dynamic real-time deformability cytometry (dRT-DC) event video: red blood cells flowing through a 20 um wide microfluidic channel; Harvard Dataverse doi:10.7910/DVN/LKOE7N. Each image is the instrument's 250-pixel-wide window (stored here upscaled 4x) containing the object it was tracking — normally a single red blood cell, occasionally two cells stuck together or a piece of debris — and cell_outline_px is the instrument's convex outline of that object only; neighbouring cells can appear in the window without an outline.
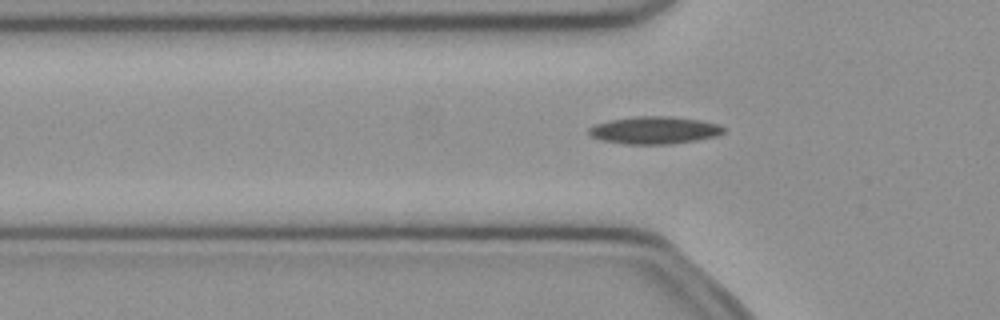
{"species": "common noctule bat (a hibernating species)", "species_latin": "Nyctalus noctula", "temperature_condition": "cold", "stored_images_in_passage": 53, "segment_of_instrument_passage": [1, 2], "camera_frame_rate_fps": 3000, "um_per_image_px": 0.085, "animal": {"sex": "female", "body_mass_g": 21.9}, "frame": {"image": 1, "passage_image": 17, "time_ms": 5.333, "image_size_px": [1000, 320], "cell_outline_px": [[724, 132], [716, 136], [696, 140], [672, 144], [624, 144], [600, 140], [588, 136], [588, 128], [596, 124], [608, 120], [632, 116], [672, 116], [700, 120], [720, 124], [724, 128]], "centroid_in_image_um": [55.59, 11.06], "position_along_channel_um": 70.2, "area_um2": 21.85}}
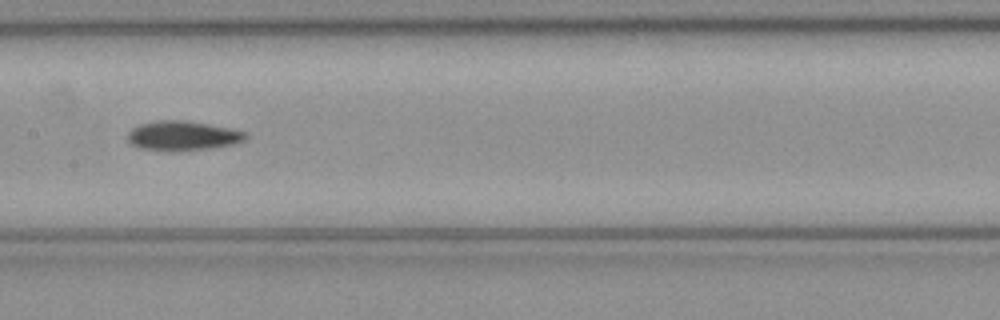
{"frame": {"image": 2, "passage_image": 26, "time_ms": 8.333, "image_size_px": [1000, 320], "cell_outline_px": [[248, 136], [244, 140], [232, 144], [212, 148], [180, 152], [172, 152], [140, 148], [132, 144], [128, 140], [128, 132], [132, 128], [140, 124], [156, 120], [188, 120], [232, 128], [248, 132]], "centroid_in_image_um": [15.55, 11.54], "position_along_channel_um": 191.8, "area_um2": 20.75}}
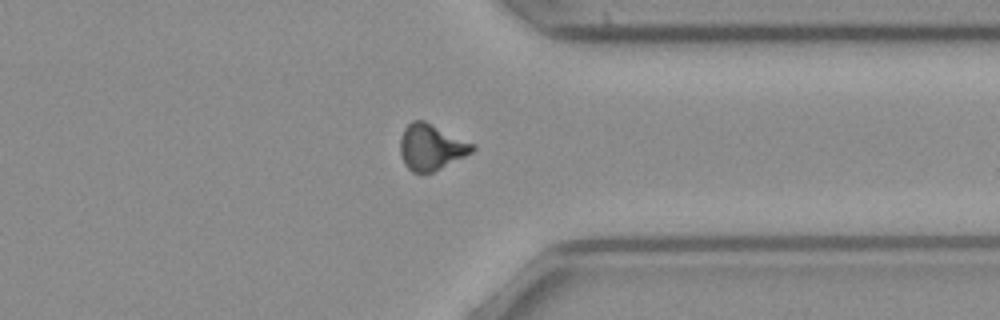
{"frame": {"image": 3, "passage_image": 40, "time_ms": 13.0, "image_size_px": [1000, 320], "cell_outline_px": [[476, 148], [472, 152], [432, 172], [412, 172], [404, 164], [400, 156], [400, 140], [404, 128], [412, 120], [424, 120], [476, 144]], "centroid_in_image_um": [36.64, 12.48], "position_along_channel_um": 374.8, "area_um2": 19.31}}